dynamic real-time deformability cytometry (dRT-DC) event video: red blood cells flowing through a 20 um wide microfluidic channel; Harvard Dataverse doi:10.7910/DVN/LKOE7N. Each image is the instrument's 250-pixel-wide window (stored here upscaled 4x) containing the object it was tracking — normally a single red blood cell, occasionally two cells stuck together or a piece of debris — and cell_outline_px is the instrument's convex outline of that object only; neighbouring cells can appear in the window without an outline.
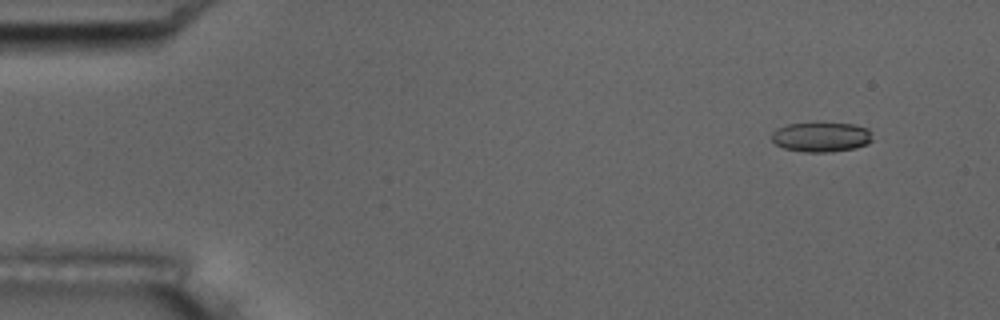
{"species": "common noctule bat (a hibernating species)", "species_latin": "Nyctalus noctula", "temperature_condition": "room temperature", "stored_images_in_passage": 5, "camera_frame_rate_fps": 3000, "um_per_image_px": 0.085, "animal": {"sex": "male", "body_mass_g": 17.5, "forearm_length_mm": 52.3}, "frame": {"image": 1, "passage_image": 1, "time_ms": 0.0, "image_size_px": [1000, 320], "cell_outline_px": [[872, 140], [868, 144], [856, 148], [832, 152], [804, 152], [784, 148], [776, 144], [772, 140], [772, 132], [776, 128], [788, 124], [820, 120], [856, 124], [868, 128], [872, 132]], "centroid_in_image_um": [69.84, 11.59], "position_along_channel_um": 15.2, "area_um2": 18.44}}
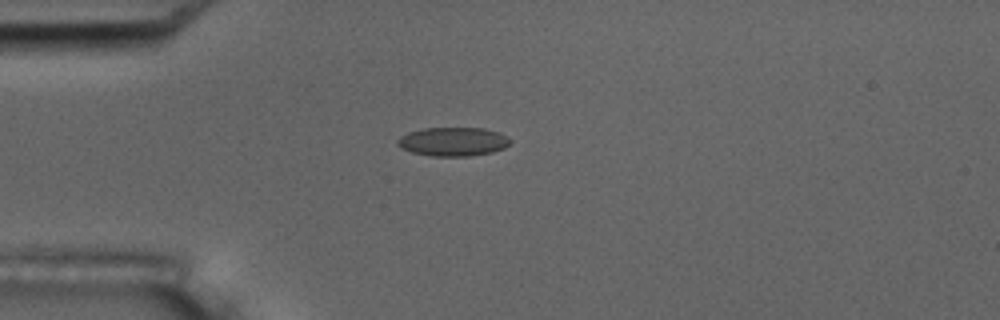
{"frame": {"image": 2, "passage_image": 4, "time_ms": 1.0, "image_size_px": [1000, 320], "cell_outline_px": [[512, 140], [504, 148], [492, 152], [468, 156], [432, 156], [412, 152], [400, 148], [396, 144], [396, 140], [400, 136], [408, 132], [424, 128], [484, 128], [500, 132], [508, 136]], "centroid_in_image_um": [38.5, 12.03], "position_along_channel_um": 46.5, "area_um2": 19.07}}
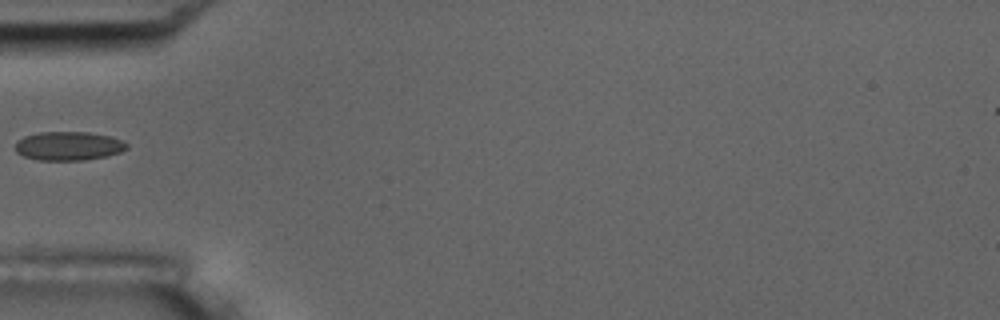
{"frame": {"image": 3, "passage_image": 5, "time_ms": 1.333, "image_size_px": [1000, 320], "cell_outline_px": [[128, 148], [120, 152], [108, 156], [84, 160], [40, 160], [24, 156], [16, 152], [16, 144], [24, 136], [40, 132], [88, 132], [112, 136], [128, 144]], "centroid_in_image_um": [5.86, 12.4], "position_along_channel_um": 79.1, "area_um2": 18.67}}